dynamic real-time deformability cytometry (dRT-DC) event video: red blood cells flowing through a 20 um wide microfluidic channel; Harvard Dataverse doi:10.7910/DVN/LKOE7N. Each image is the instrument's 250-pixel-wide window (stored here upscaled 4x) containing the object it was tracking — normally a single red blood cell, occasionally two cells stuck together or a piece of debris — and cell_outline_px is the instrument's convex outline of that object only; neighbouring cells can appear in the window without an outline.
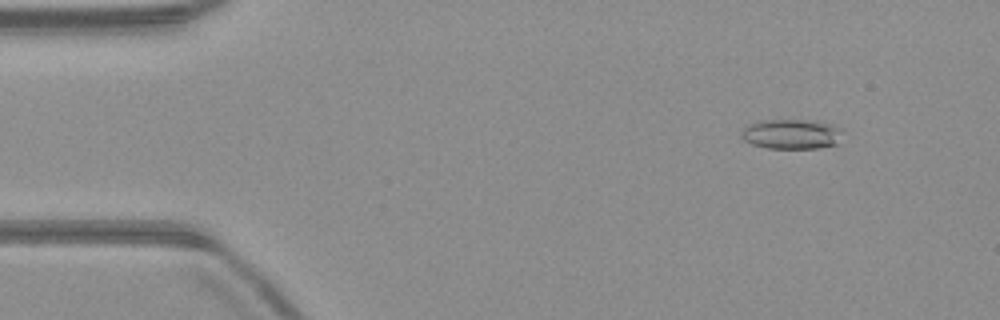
{"species": "common noctule bat (a hibernating species)", "species_latin": "Nyctalus noctula", "temperature_condition": "warm", "stored_images_in_passage": 51, "camera_frame_rate_fps": 3000, "um_per_image_px": 0.085, "animal": {"sex": "male", "body_mass_g": 23.1, "forearm_length_mm": 52.7}, "frame": {"image": 1, "passage_image": 6, "time_ms": 1.667, "image_size_px": [1000, 320], "cell_outline_px": [[844, 132], [836, 144], [820, 148], [768, 148], [752, 144], [744, 140], [740, 136], [740, 132], [748, 124], [760, 120], [816, 120], [832, 124], [844, 128]], "centroid_in_image_um": [67.31, 11.38], "position_along_channel_um": 17.7, "area_um2": 17.98}}
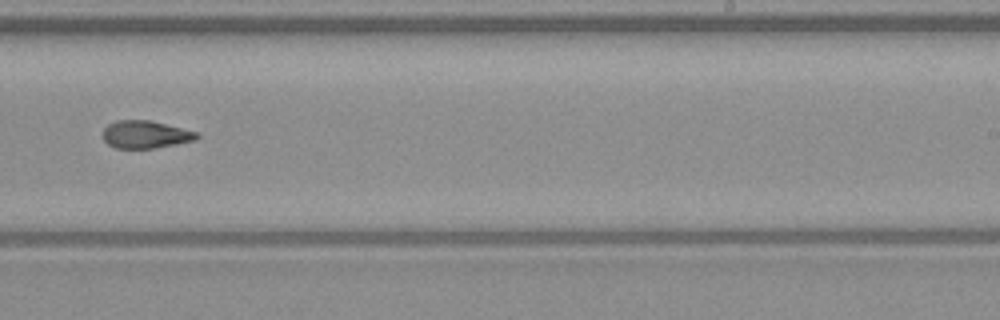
{"frame": {"image": 2, "passage_image": 32, "time_ms": 10.333, "image_size_px": [1000, 320], "cell_outline_px": [[200, 136], [196, 140], [156, 148], [116, 148], [108, 144], [104, 140], [104, 128], [108, 124], [116, 120], [148, 120], [196, 132]], "centroid_in_image_um": [12.35, 11.44], "position_along_channel_um": 276.7, "area_um2": 14.91}}
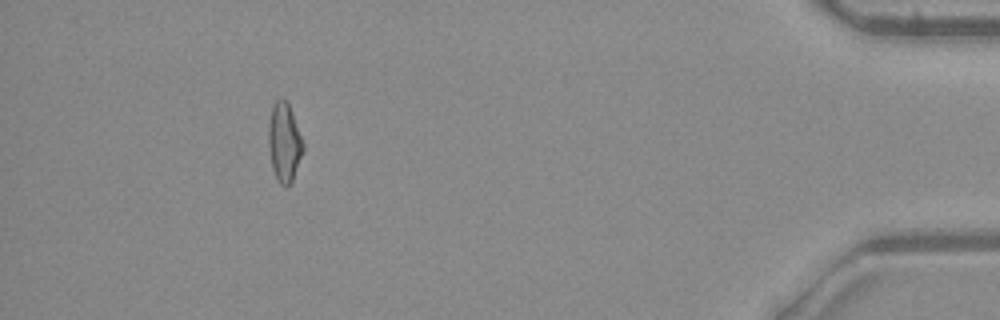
{"frame": {"image": 3, "passage_image": 47, "time_ms": 15.333, "image_size_px": [1000, 320], "cell_outline_px": [[304, 148], [292, 180], [288, 188], [284, 188], [276, 180], [272, 168], [268, 144], [268, 128], [272, 104], [276, 100], [284, 96], [288, 100], [304, 144]], "centroid_in_image_um": [24.15, 12.07], "position_along_channel_um": 411.1, "area_um2": 16.24}}